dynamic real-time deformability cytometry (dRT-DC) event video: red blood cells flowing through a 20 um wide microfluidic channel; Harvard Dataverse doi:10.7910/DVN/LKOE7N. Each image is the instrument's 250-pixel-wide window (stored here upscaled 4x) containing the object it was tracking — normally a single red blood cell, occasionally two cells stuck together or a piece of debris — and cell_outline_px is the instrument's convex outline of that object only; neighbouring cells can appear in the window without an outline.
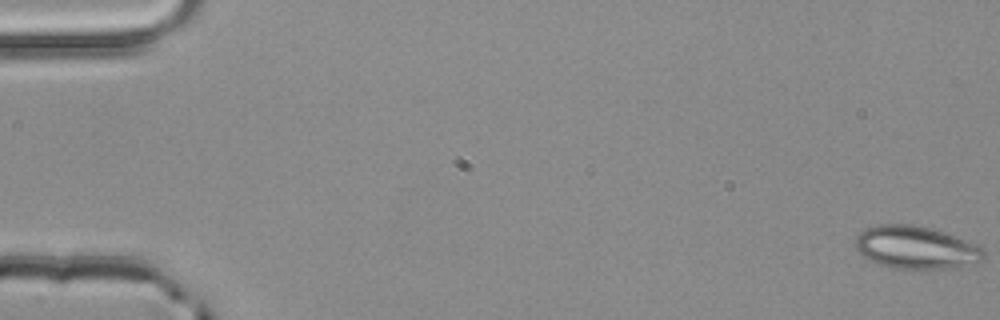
{"species": "common noctule bat (a hibernating species)", "species_latin": "Nyctalus noctula", "temperature_condition": "room temperature", "stored_images_in_passage": 4, "camera_frame_rate_fps": 3000, "um_per_image_px": 0.085, "animal": {"sex": "male", "body_mass_g": 20.4}, "frame": {"image": 1, "passage_image": 1, "time_ms": 0.0, "image_size_px": [1000, 320], "cell_outline_px": [[984, 256], [976, 264], [948, 268], [892, 268], [880, 264], [864, 256], [856, 248], [856, 236], [860, 232], [868, 228], [880, 224], [912, 224], [944, 232], [976, 244], [984, 248]], "centroid_in_image_um": [77.88, 21.03], "position_along_channel_um": 7.1, "area_um2": 31.56}}